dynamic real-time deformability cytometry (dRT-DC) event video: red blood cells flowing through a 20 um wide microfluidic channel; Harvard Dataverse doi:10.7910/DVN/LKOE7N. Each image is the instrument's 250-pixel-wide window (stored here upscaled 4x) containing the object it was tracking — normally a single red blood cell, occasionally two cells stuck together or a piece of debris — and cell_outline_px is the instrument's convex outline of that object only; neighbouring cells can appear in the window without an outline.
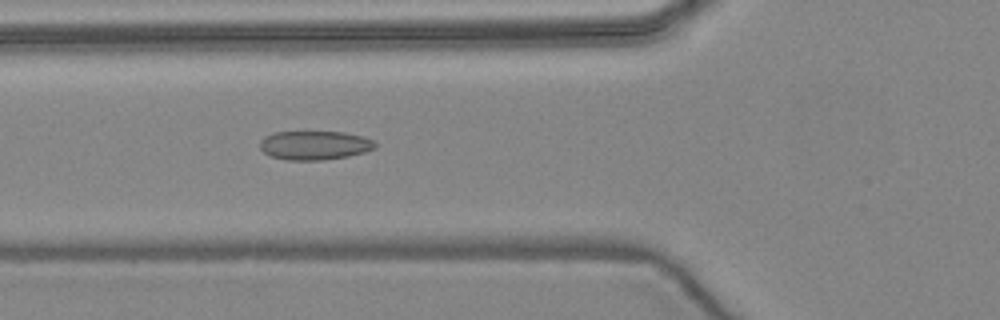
{"species": "common noctule bat (a hibernating species)", "species_latin": "Nyctalus noctula", "temperature_condition": "warm", "stored_images_in_passage": 5, "camera_frame_rate_fps": 3000, "um_per_image_px": 0.085, "animal": {"sex": "female", "body_mass_g": 24.6, "forearm_length_mm": 56.2}, "frame": {"image": 1, "passage_image": 5, "time_ms": 5.667, "image_size_px": [1000, 320], "cell_outline_px": [[376, 148], [364, 152], [348, 156], [324, 160], [288, 160], [272, 156], [264, 152], [260, 148], [260, 140], [264, 136], [276, 132], [344, 132], [364, 136], [372, 140], [376, 144]], "centroid_in_image_um": [26.75, 12.34], "position_along_channel_um": 99.0, "area_um2": 19.42}}